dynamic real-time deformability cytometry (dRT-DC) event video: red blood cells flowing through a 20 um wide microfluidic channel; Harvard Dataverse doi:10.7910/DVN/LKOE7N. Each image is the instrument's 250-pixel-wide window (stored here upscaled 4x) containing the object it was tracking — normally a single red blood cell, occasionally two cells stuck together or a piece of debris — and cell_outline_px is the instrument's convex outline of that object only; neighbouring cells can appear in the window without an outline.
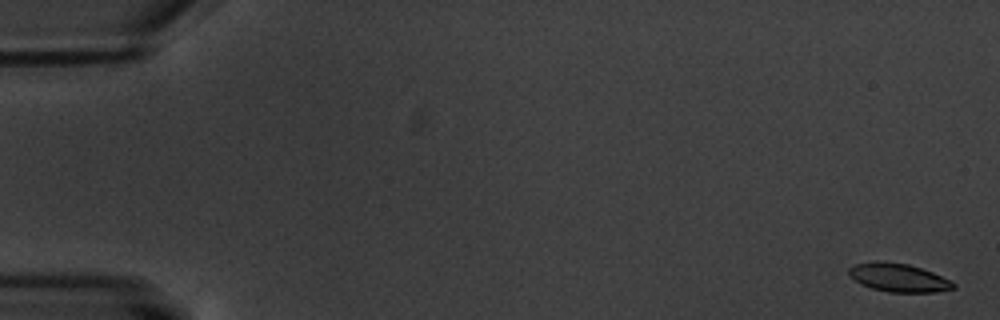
{"species": "common noctule bat (a hibernating species)", "species_latin": "Nyctalus noctula", "temperature_condition": "warm", "stored_images_in_passage": 10, "camera_frame_rate_fps": 3000, "um_per_image_px": 0.085, "animal": {"sex": "male", "body_mass_g": 20.1, "forearm_length_mm": 53.5}, "frame": {"image": 1, "passage_image": 1, "time_ms": 0.0, "image_size_px": [1000, 320], "cell_outline_px": [[956, 288], [936, 292], [888, 292], [872, 288], [860, 284], [848, 272], [848, 268], [856, 264], [872, 260], [876, 260], [908, 264], [932, 272], [952, 280], [956, 284]], "centroid_in_image_um": [76.4, 23.59], "position_along_channel_um": 8.6, "area_um2": 17.34}}
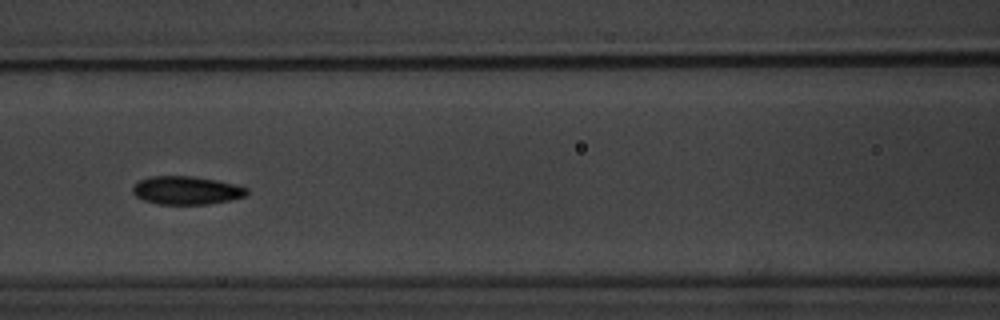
{"frame": {"image": 2, "passage_image": 7, "time_ms": 8.667, "image_size_px": [1000, 320], "cell_outline_px": [[248, 192], [244, 196], [232, 200], [208, 204], [160, 204], [144, 200], [136, 196], [132, 192], [132, 188], [140, 180], [152, 176], [192, 176], [216, 180], [236, 184], [248, 188]], "centroid_in_image_um": [15.87, 16.18], "position_along_channel_um": 150.7, "area_um2": 18.73}}
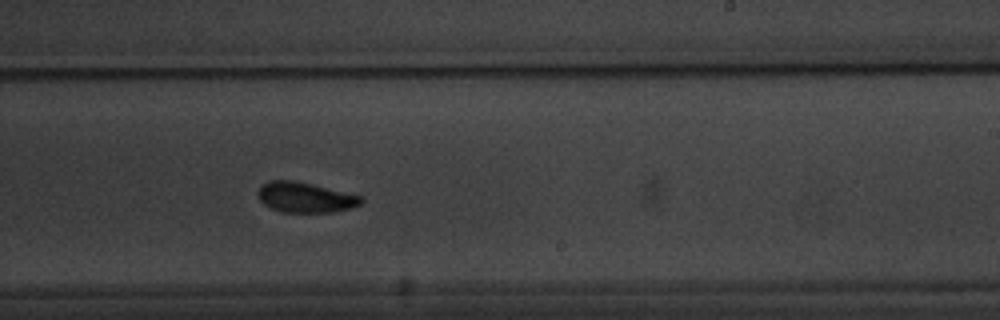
{"frame": {"image": 3, "passage_image": 10, "time_ms": 12.0, "image_size_px": [1000, 320], "cell_outline_px": [[364, 200], [360, 204], [352, 208], [336, 212], [280, 212], [264, 204], [260, 200], [256, 192], [268, 180], [296, 180], [360, 196]], "centroid_in_image_um": [25.93, 16.78], "position_along_channel_um": 263.1, "area_um2": 18.15}}